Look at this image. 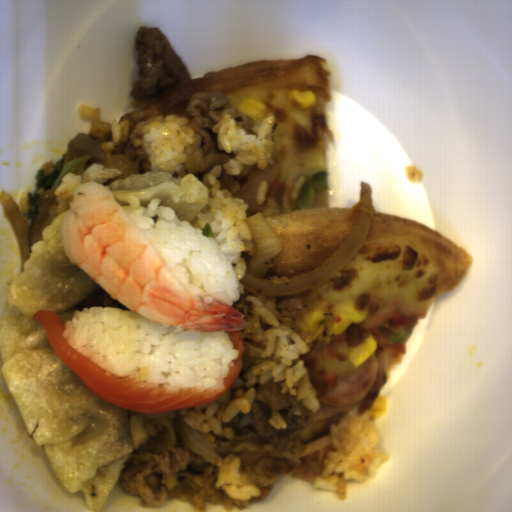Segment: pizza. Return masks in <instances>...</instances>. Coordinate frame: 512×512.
Instances as JSON below:
<instances>
[{
	"instance_id": "pizza-2",
	"label": "pizza",
	"mask_w": 512,
	"mask_h": 512,
	"mask_svg": "<svg viewBox=\"0 0 512 512\" xmlns=\"http://www.w3.org/2000/svg\"><path fill=\"white\" fill-rule=\"evenodd\" d=\"M472 257L430 228L403 217L373 210L366 238L329 278L314 288L289 295L299 302L295 333L312 350L332 342L336 314L367 310L366 328H378L399 311L425 317L437 295L459 285ZM324 318L317 331H302L297 321L312 311Z\"/></svg>"
},
{
	"instance_id": "pizza-4",
	"label": "pizza",
	"mask_w": 512,
	"mask_h": 512,
	"mask_svg": "<svg viewBox=\"0 0 512 512\" xmlns=\"http://www.w3.org/2000/svg\"><path fill=\"white\" fill-rule=\"evenodd\" d=\"M258 168L259 167L250 165L241 167V172L236 175H225L221 173L219 178L221 188H224L233 196H235L245 179L253 173L257 172Z\"/></svg>"
},
{
	"instance_id": "pizza-3",
	"label": "pizza",
	"mask_w": 512,
	"mask_h": 512,
	"mask_svg": "<svg viewBox=\"0 0 512 512\" xmlns=\"http://www.w3.org/2000/svg\"><path fill=\"white\" fill-rule=\"evenodd\" d=\"M377 373L375 381L365 397L348 406H332L321 401L320 407L311 411L303 428V449L300 464L295 472L304 480L314 481L320 477L333 451L332 425H337L344 414H362L372 407L383 390L390 371L399 362L402 354L376 348Z\"/></svg>"
},
{
	"instance_id": "pizza-5",
	"label": "pizza",
	"mask_w": 512,
	"mask_h": 512,
	"mask_svg": "<svg viewBox=\"0 0 512 512\" xmlns=\"http://www.w3.org/2000/svg\"><path fill=\"white\" fill-rule=\"evenodd\" d=\"M222 119H233V118L225 115Z\"/></svg>"
},
{
	"instance_id": "pizza-1",
	"label": "pizza",
	"mask_w": 512,
	"mask_h": 512,
	"mask_svg": "<svg viewBox=\"0 0 512 512\" xmlns=\"http://www.w3.org/2000/svg\"><path fill=\"white\" fill-rule=\"evenodd\" d=\"M293 87L312 92L314 105H293L287 97ZM199 91H222L236 109L245 98L256 100L263 104V116L275 117L270 165L280 164L277 180L268 182L262 205L246 203L248 218L262 213L280 240L279 257L265 278L299 275L327 261L351 232L360 209V203L332 207L327 188L317 192L311 210H295L308 180L317 171H327L334 141L326 117L332 98L327 60L316 54L256 61L191 78L182 86L179 116L192 119L190 100Z\"/></svg>"
}]
</instances>
